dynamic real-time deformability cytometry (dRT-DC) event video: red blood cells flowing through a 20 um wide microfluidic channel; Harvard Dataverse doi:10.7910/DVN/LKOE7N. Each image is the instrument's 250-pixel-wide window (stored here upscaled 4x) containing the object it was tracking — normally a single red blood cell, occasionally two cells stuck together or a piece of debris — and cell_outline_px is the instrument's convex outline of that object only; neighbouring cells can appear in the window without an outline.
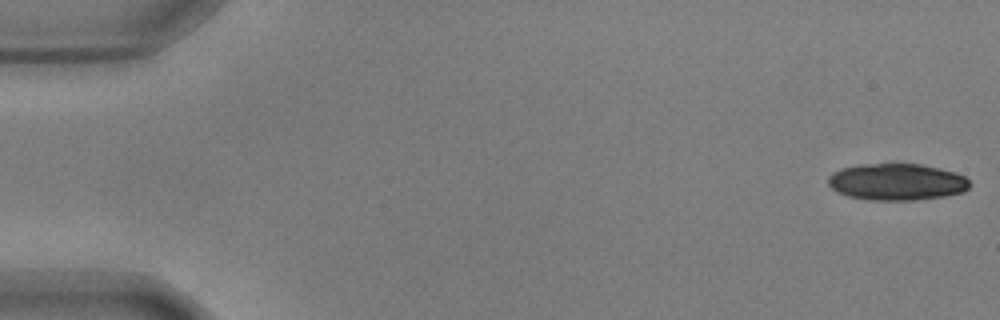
{"species": "common noctule bat (a hibernating species)", "species_latin": "Nyctalus noctula", "temperature_condition": "warm", "stored_images_in_passage": 19, "camera_frame_rate_fps": 3000, "um_per_image_px": 0.085, "animal": {"sex": "male", "body_mass_g": 17.9, "forearm_length_mm": 54.2}, "frame": {"image": 1, "passage_image": 1, "time_ms": 0.0, "image_size_px": [1000, 320], "cell_outline_px": [[968, 188], [964, 192], [944, 196], [916, 200], [868, 200], [848, 196], [836, 192], [828, 184], [828, 176], [832, 172], [840, 168], [860, 164], [892, 160], [920, 164], [940, 168], [956, 172], [964, 176], [968, 180]], "centroid_in_image_um": [76.18, 15.42], "position_along_channel_um": 8.8, "area_um2": 31.33}}
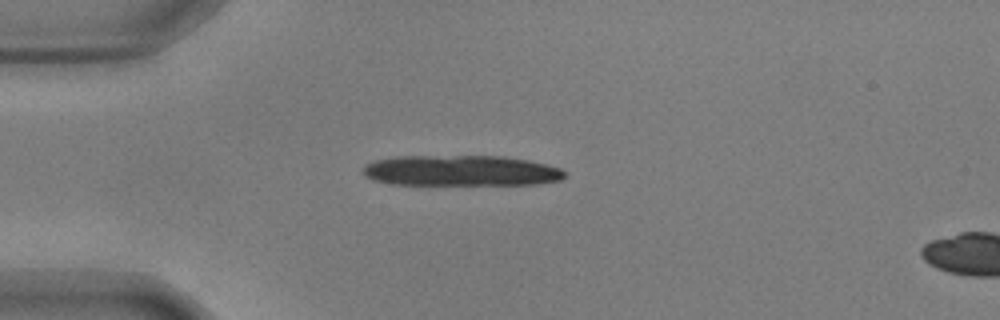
{"frame": {"image": 2, "passage_image": 14, "time_ms": 4.333, "image_size_px": [1000, 320], "cell_outline_px": [[568, 176], [560, 180], [536, 184], [392, 184], [372, 180], [364, 176], [364, 164], [372, 160], [396, 156], [504, 156], [528, 160], [548, 164], [560, 168], [568, 172]], "centroid_in_image_um": [39.19, 14.5], "position_along_channel_um": 45.8, "area_um2": 36.36}}